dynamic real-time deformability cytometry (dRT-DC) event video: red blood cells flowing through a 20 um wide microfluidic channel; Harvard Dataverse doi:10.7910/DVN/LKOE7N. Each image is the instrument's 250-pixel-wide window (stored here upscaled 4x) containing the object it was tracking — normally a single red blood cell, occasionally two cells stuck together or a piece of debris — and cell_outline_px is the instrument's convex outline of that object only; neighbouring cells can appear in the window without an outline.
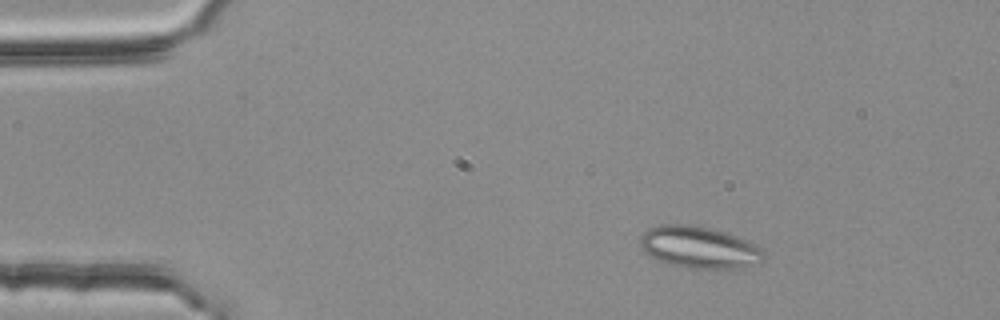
{"species": "common noctule bat (a hibernating species)", "species_latin": "Nyctalus noctula", "temperature_condition": "room temperature", "stored_images_in_passage": 45, "segment_of_instrument_passage": [1, 2], "camera_frame_rate_fps": 3000, "um_per_image_px": 0.085, "animal": {"sex": "female", "body_mass_g": 25.1}, "frame": {"image": 1, "passage_image": 1, "time_ms": 0.0, "image_size_px": [1000, 320], "cell_outline_px": [[764, 260], [732, 268], [684, 268], [668, 264], [644, 252], [640, 248], [640, 236], [648, 228], [660, 224], [692, 224], [712, 228], [748, 240], [760, 248], [764, 252]], "centroid_in_image_um": [59.36, 20.99], "position_along_channel_um": 25.6, "area_um2": 30.0}}